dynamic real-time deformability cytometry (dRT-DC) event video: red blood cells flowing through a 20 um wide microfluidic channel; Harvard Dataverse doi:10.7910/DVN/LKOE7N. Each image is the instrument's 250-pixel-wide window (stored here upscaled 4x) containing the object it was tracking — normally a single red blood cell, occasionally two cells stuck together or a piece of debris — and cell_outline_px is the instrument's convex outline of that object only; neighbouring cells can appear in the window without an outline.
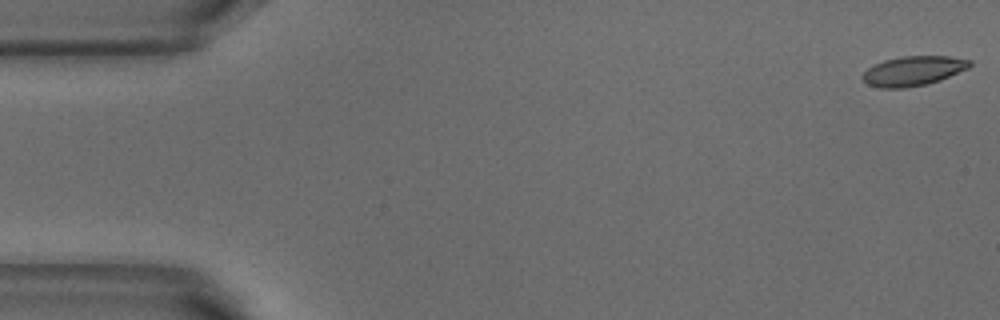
{"species": "common noctule bat (a hibernating species)", "species_latin": "Nyctalus noctula", "temperature_condition": "warm", "stored_images_in_passage": 4, "camera_frame_rate_fps": 3000, "um_per_image_px": 0.085, "animal": {"sex": "male", "body_mass_g": 18.8}, "frame": {"image": 1, "passage_image": 1, "time_ms": 0.0, "image_size_px": [1000, 320], "cell_outline_px": [[972, 64], [968, 68], [940, 80], [924, 84], [904, 88], [880, 88], [868, 84], [860, 76], [868, 68], [884, 60], [904, 56], [948, 56], [972, 60]], "centroid_in_image_um": [77.63, 6.02], "position_along_channel_um": 7.4, "area_um2": 18.32}}
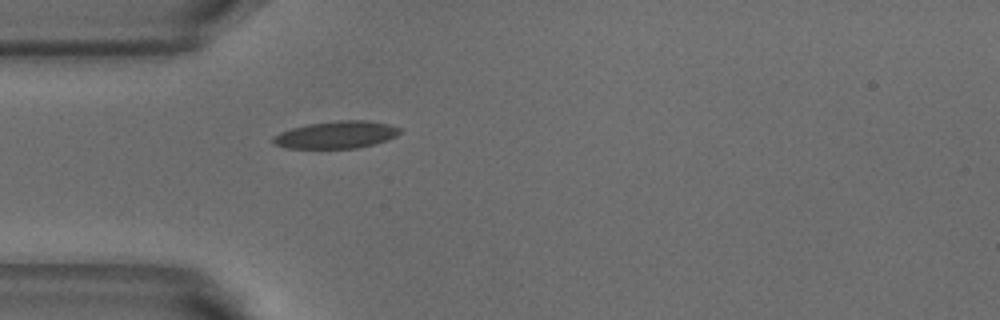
{"frame": {"image": 2, "passage_image": 4, "time_ms": 1.0, "image_size_px": [1000, 320], "cell_outline_px": [[400, 132], [396, 136], [388, 140], [356, 148], [288, 148], [276, 144], [272, 140], [272, 136], [280, 132], [292, 128], [308, 124], [336, 120], [364, 120], [388, 124], [400, 128]], "centroid_in_image_um": [28.58, 11.45], "position_along_channel_um": 56.4, "area_um2": 20.0}}